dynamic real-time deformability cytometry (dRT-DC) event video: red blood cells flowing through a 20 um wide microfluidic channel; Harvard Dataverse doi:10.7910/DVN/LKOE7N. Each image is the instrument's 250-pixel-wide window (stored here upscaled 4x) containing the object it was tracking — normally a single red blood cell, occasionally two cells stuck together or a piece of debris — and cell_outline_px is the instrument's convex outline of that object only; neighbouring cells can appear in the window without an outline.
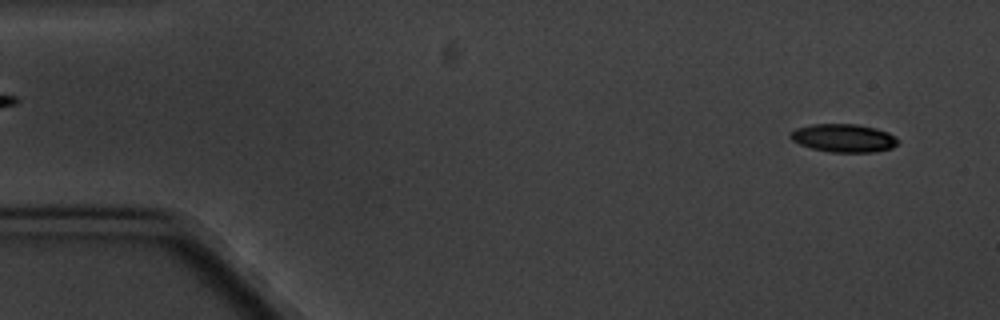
{"species": "common noctule bat (a hibernating species)", "species_latin": "Nyctalus noctula", "temperature_condition": "cold", "stored_images_in_passage": 6, "segment_of_instrument_passage": [2, 2], "camera_frame_rate_fps": 3000, "um_per_image_px": 0.085, "animal": {"sex": "male", "body_mass_g": 20.1, "forearm_length_mm": 53.5}, "frame": {"image": 1, "passage_image": 6, "time_ms": 6.0, "image_size_px": [1000, 320], "cell_outline_px": [[900, 140], [892, 148], [872, 152], [828, 152], [812, 148], [800, 144], [792, 140], [788, 136], [796, 128], [812, 124], [856, 124], [876, 128], [888, 132]], "centroid_in_image_um": [71.71, 11.73], "position_along_channel_um": 13.3, "area_um2": 17.63}}